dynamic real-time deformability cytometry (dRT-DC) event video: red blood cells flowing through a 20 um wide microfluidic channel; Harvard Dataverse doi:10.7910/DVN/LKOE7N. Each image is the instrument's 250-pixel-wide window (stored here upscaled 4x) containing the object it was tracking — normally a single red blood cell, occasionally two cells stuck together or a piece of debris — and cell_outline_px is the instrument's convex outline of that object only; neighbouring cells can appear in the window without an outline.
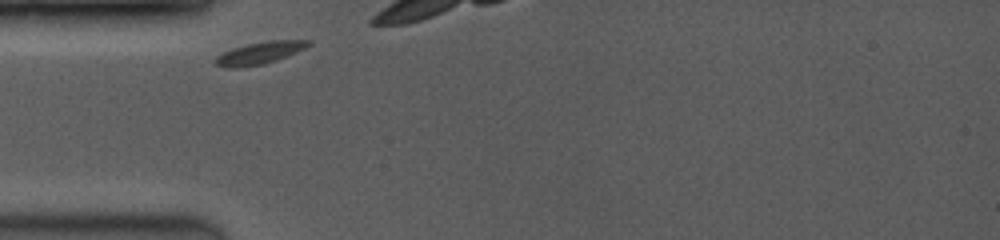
{"species": "common noctule bat (a hibernating species)", "species_latin": "Nyctalus noctula", "temperature_condition": "room temperature", "stored_images_in_passage": 6, "camera_frame_rate_fps": 3500, "um_per_image_px": 0.085, "animal": {"sex": "female", "body_mass_g": 19.0, "forearm_length_mm": 53.3}, "frame": {"image": 1, "passage_image": 1, "time_ms": 0.0, "image_size_px": [1000, 240], "cell_outline_px": [[312, 44], [296, 52], [276, 60], [264, 64], [236, 68], [224, 68], [216, 64], [216, 56], [232, 48], [248, 44], [268, 40], [312, 40]], "centroid_in_image_um": [22.07, 4.5], "position_along_channel_um": 62.9, "area_um2": 11.96}}
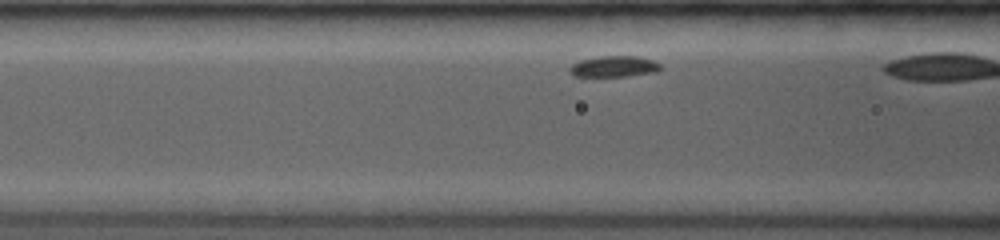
{"frame": {"image": 2, "passage_image": 5, "time_ms": 1.429, "image_size_px": [1000, 240], "cell_outline_px": [[660, 68], [656, 72], [628, 76], [576, 76], [568, 72], [568, 68], [572, 64], [580, 60], [600, 56], [640, 56], [652, 60], [660, 64]], "centroid_in_image_um": [52.17, 5.64], "position_along_channel_um": 114.4, "area_um2": 11.16}}